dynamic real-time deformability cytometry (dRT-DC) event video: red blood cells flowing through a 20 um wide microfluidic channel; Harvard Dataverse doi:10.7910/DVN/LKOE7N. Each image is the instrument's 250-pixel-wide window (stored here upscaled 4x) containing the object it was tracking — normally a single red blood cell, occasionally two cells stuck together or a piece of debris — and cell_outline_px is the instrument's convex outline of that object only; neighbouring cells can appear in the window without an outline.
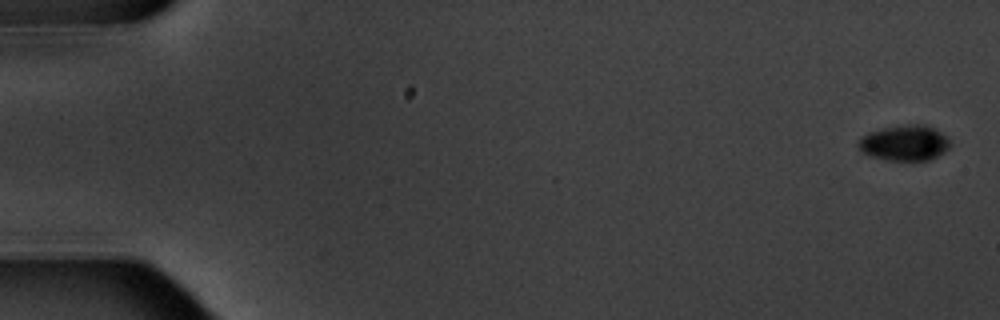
{"species": "common noctule bat (a hibernating species)", "species_latin": "Nyctalus noctula", "temperature_condition": "warm", "stored_images_in_passage": 6, "camera_frame_rate_fps": 3000, "um_per_image_px": 0.085, "animal": {"sex": "male", "body_mass_g": 20.1, "forearm_length_mm": 53.5}, "frame": {"image": 1, "passage_image": 1, "time_ms": 0.0, "image_size_px": [1000, 320], "cell_outline_px": [[952, 144], [944, 152], [928, 160], [888, 160], [872, 156], [864, 152], [860, 148], [860, 140], [868, 132], [884, 128], [908, 124], [924, 124], [948, 136]], "centroid_in_image_um": [76.96, 12.14], "position_along_channel_um": 8.0, "area_um2": 18.67}}
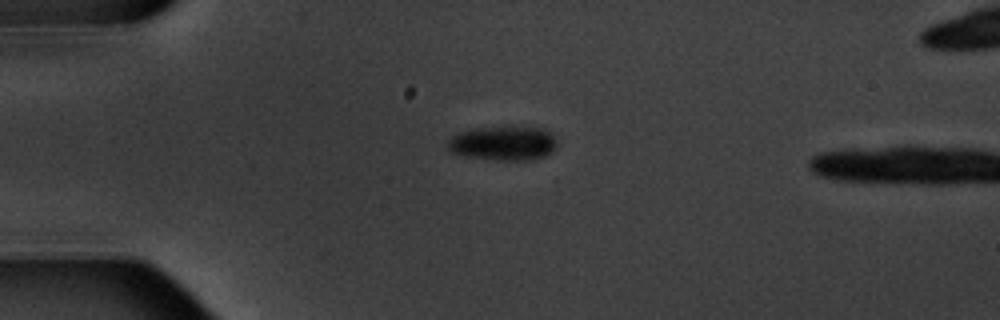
{"frame": {"image": 2, "passage_image": 5, "time_ms": 4.667, "image_size_px": [1000, 320], "cell_outline_px": [[556, 148], [552, 152], [544, 156], [532, 160], [500, 160], [464, 156], [452, 152], [448, 148], [448, 140], [452, 136], [460, 132], [476, 128], [540, 128], [548, 132], [556, 140]], "centroid_in_image_um": [42.77, 12.2], "position_along_channel_um": 42.2, "area_um2": 21.39}}